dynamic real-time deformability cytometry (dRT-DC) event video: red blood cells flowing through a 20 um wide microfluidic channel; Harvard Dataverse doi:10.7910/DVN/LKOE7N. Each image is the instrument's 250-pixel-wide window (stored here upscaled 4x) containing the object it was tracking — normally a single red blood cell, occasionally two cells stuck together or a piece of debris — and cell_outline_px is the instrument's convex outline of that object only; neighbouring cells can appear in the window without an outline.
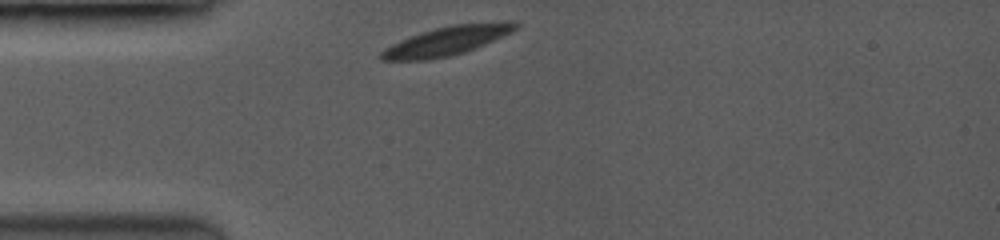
{"species": "common noctule bat (a hibernating species)", "species_latin": "Nyctalus noctula", "temperature_condition": "room temperature", "stored_images_in_passage": 28, "camera_frame_rate_fps": 3500, "um_per_image_px": 0.085, "animal": {"sex": "female", "body_mass_g": 19.0, "forearm_length_mm": 53.3}, "frame": {"image": 1, "passage_image": 1, "time_ms": 0.0, "image_size_px": [1000, 240], "cell_outline_px": [[520, 24], [516, 28], [484, 44], [464, 52], [448, 56], [428, 60], [380, 60], [380, 52], [384, 48], [400, 40], [420, 32], [452, 24], [500, 20], [516, 20]], "centroid_in_image_um": [37.99, 3.44], "position_along_channel_um": 47.0, "area_um2": 22.66}}
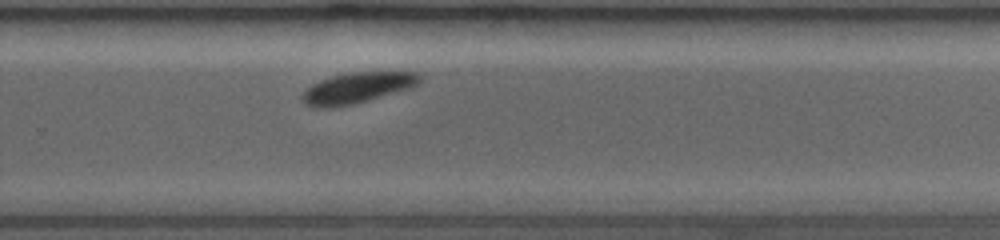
{"frame": {"image": 2, "passage_image": 19, "time_ms": 6.857, "image_size_px": [1000, 240], "cell_outline_px": [[420, 84], [408, 88], [352, 104], [332, 108], [320, 108], [308, 104], [304, 100], [304, 92], [312, 84], [332, 76], [356, 72], [416, 72], [420, 76]], "centroid_in_image_um": [30.39, 7.46], "position_along_channel_um": 299.4, "area_um2": 20.29}}
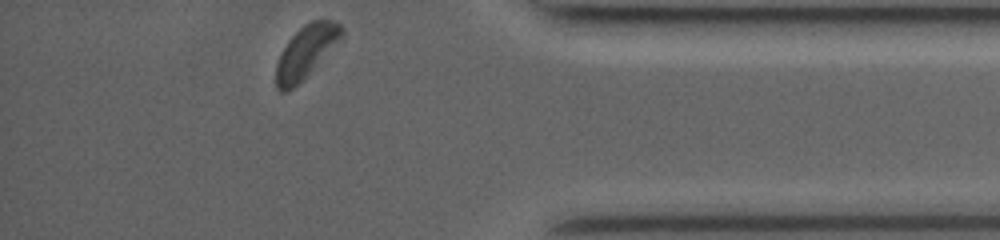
{"frame": {"image": 3, "passage_image": 28, "time_ms": 10.0, "image_size_px": [1000, 240], "cell_outline_px": [[344, 32], [312, 68], [288, 92], [280, 92], [276, 88], [276, 64], [288, 40], [304, 24], [312, 20], [328, 20], [340, 24], [344, 28]], "centroid_in_image_um": [25.94, 4.38], "position_along_channel_um": 409.3, "area_um2": 18.9}, "authors_computed_cell_mechanics": {"area_um2": 21.6172, "velocity_mm_per_s": 3.9106, "shape_relaxation_time_tau1_ms": 1.3594, "shape_relaxation_time_tau2_ms": null, "deformation_change_tau1": 0.0587, "deformation_change_tau2": null}}